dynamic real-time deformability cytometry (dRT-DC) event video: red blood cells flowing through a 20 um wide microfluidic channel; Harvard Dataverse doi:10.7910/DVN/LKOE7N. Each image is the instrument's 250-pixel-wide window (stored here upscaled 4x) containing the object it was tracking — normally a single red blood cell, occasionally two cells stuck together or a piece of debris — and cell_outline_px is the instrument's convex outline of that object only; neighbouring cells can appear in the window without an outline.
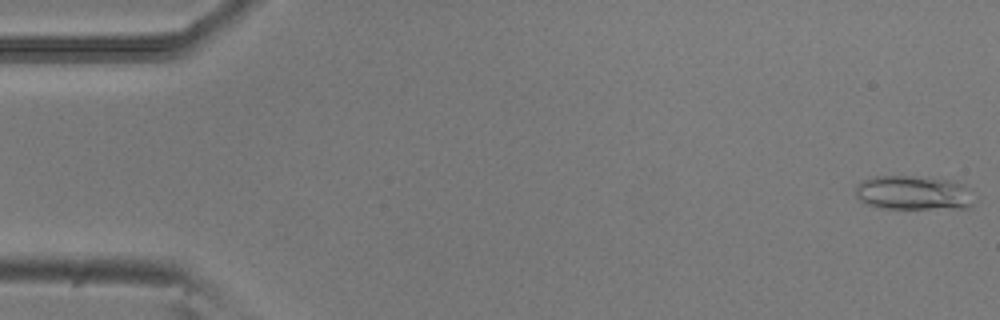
{"species": "common noctule bat (a hibernating species)", "species_latin": "Nyctalus noctula", "temperature_condition": "room temperature", "stored_images_in_passage": 52, "camera_frame_rate_fps": 3000, "um_per_image_px": 0.085, "animal": {"sex": "male", "body_mass_g": 20.5, "forearm_length_mm": 52.5}, "frame": {"image": 1, "passage_image": 1, "time_ms": 0.0, "image_size_px": [1000, 320], "cell_outline_px": [[976, 200], [968, 208], [884, 208], [868, 204], [860, 200], [856, 196], [856, 188], [860, 180], [872, 176], [912, 176], [948, 180], [960, 184]], "centroid_in_image_um": [77.59, 16.39], "position_along_channel_um": 7.4, "area_um2": 23.35}}
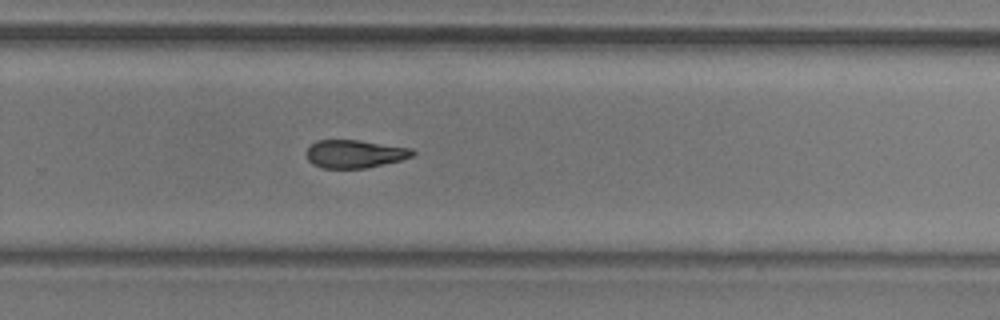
{"frame": {"image": 2, "passage_image": 34, "time_ms": 11.0, "image_size_px": [1000, 320], "cell_outline_px": [[416, 152], [412, 156], [400, 160], [368, 168], [324, 168], [312, 164], [308, 160], [304, 152], [316, 140], [360, 140], [412, 148]], "centroid_in_image_um": [30.14, 13.08], "position_along_channel_um": 299.7, "area_um2": 17.46}}
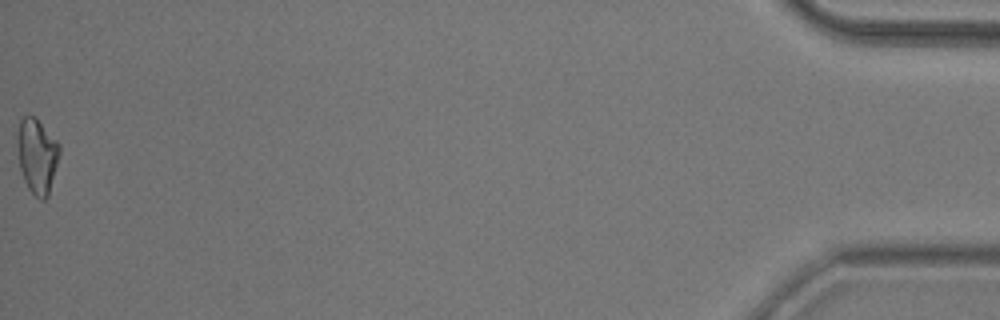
{"frame": {"image": 3, "passage_image": 52, "time_ms": 17.0, "image_size_px": [1000, 320], "cell_outline_px": [[60, 152], [48, 196], [44, 200], [40, 200], [28, 188], [24, 180], [20, 168], [16, 140], [16, 136], [20, 120], [28, 112], [36, 116], [60, 144]], "centroid_in_image_um": [3.14, 13.18], "position_along_channel_um": 432.1, "area_um2": 18.67}, "authors_computed_cell_mechanics": {"area_um2": 18.4671, "velocity_mm_per_s": 3.8977, "shape_relaxation_time_tau1_ms": null, "shape_relaxation_time_tau2_ms": 7.5163, "deformation_change_tau1": null, "deformation_change_tau2": 0.1861}}